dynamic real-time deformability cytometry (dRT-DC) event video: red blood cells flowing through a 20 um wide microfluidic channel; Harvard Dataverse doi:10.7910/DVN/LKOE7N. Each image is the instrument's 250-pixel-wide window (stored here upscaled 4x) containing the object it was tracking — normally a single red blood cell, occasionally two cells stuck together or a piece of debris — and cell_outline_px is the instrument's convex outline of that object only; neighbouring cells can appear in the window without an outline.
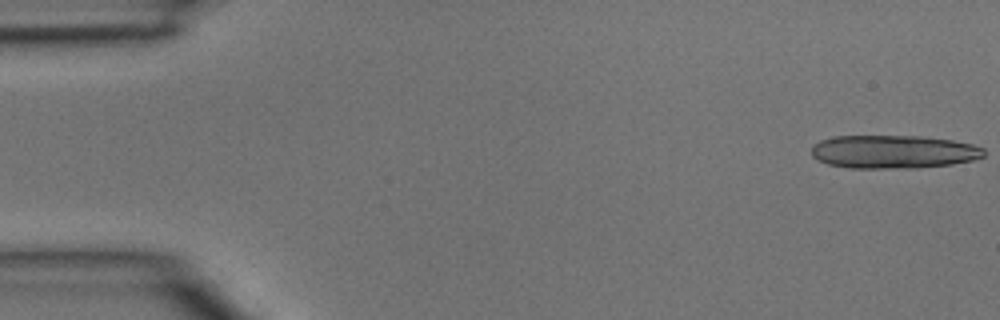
{"species": "common noctule bat (a hibernating species)", "species_latin": "Nyctalus noctula", "temperature_condition": "room temperature", "stored_images_in_passage": 12, "camera_frame_rate_fps": 3000, "um_per_image_px": 0.085, "animal": {"sex": "male", "body_mass_g": 15.6}, "frame": {"image": 1, "passage_image": 1, "time_ms": 0.0, "image_size_px": [1000, 320], "cell_outline_px": [[984, 156], [972, 160], [952, 164], [916, 168], [852, 168], [828, 164], [812, 156], [812, 148], [820, 140], [832, 136], [920, 136], [952, 140], [972, 144], [984, 148]], "centroid_in_image_um": [75.95, 12.9], "position_along_channel_um": 9.0, "area_um2": 33.41}}